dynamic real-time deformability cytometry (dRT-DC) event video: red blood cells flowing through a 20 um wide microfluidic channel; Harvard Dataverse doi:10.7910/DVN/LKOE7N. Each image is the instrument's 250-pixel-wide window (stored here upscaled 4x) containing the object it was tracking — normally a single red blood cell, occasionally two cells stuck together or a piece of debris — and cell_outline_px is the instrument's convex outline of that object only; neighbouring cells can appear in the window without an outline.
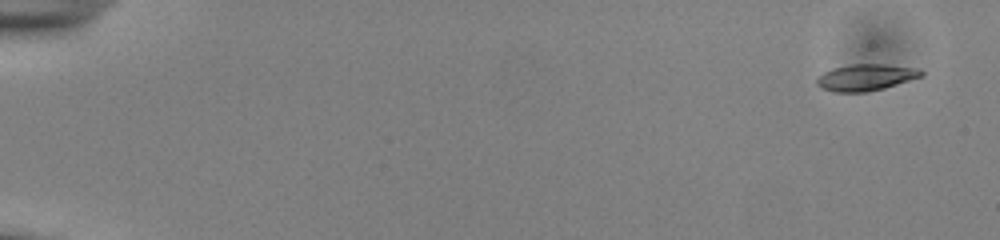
{"species": "common noctule bat (a hibernating species)", "species_latin": "Nyctalus noctula", "temperature_condition": "cold", "stored_images_in_passage": 53, "camera_frame_rate_fps": 3000, "um_per_image_px": 0.085, "animal": {"sex": "male", "body_mass_g": 13.0, "forearm_length_mm": 53.1}, "frame": {"image": 1, "passage_image": 1, "time_ms": 0.0, "image_size_px": [1000, 240], "cell_outline_px": [[924, 76], [884, 88], [864, 92], [832, 92], [820, 88], [816, 84], [816, 80], [824, 72], [832, 68], [852, 64], [884, 64], [920, 68], [924, 72]], "centroid_in_image_um": [73.61, 6.57], "position_along_channel_um": 11.4, "area_um2": 16.3}}
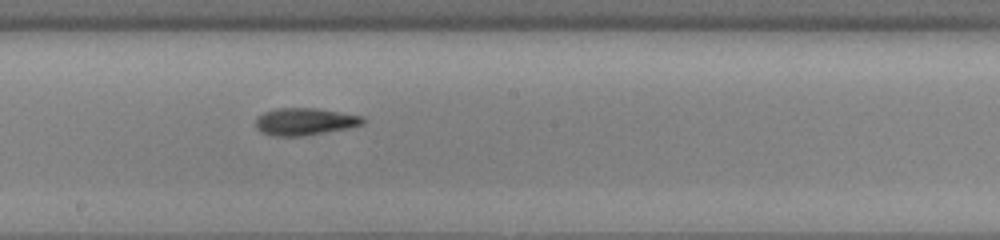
{"frame": {"image": 2, "passage_image": 30, "time_ms": 9.667, "image_size_px": [1000, 240], "cell_outline_px": [[368, 120], [364, 124], [348, 128], [304, 136], [272, 136], [260, 132], [256, 128], [256, 116], [264, 112], [276, 108], [316, 108], [364, 116]], "centroid_in_image_um": [25.92, 10.33], "position_along_channel_um": 222.3, "area_um2": 17.28}}
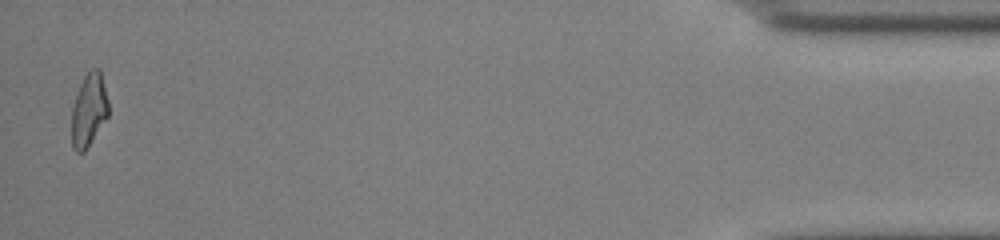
{"frame": {"image": 3, "passage_image": 52, "time_ms": 17.0, "image_size_px": [1000, 240], "cell_outline_px": [[108, 116], [84, 152], [76, 152], [72, 148], [72, 108], [80, 84], [84, 76], [92, 68], [100, 68], [108, 100]], "centroid_in_image_um": [7.56, 9.34], "position_along_channel_um": 427.6, "area_um2": 15.55}, "authors_computed_cell_mechanics": {"area_um2": 16.3574, "velocity_mm_per_s": 3.8796, "shape_relaxation_time_tau1_ms": 2.2746, "shape_relaxation_time_tau2_ms": 2.2199, "deformation_change_tau1": 0.151, "deformation_change_tau2": 0.1064}}